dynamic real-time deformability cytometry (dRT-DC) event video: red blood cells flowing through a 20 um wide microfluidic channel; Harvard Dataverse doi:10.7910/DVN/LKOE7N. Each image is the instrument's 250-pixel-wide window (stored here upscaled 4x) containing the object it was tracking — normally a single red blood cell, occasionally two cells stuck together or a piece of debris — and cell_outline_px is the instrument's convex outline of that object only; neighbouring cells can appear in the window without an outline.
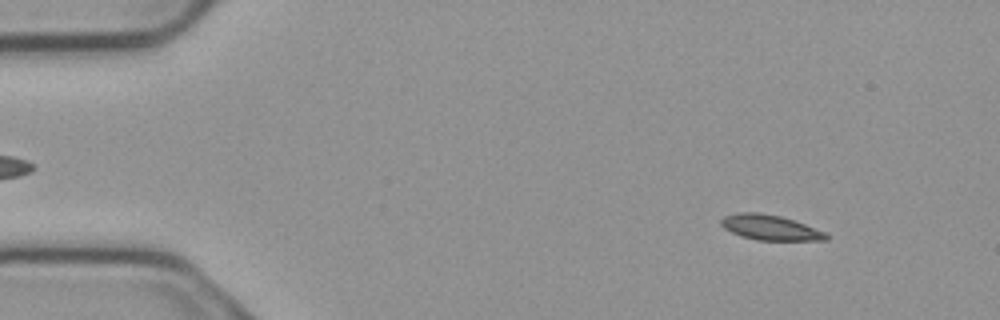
{"species": "common noctule bat (a hibernating species)", "species_latin": "Nyctalus noctula", "temperature_condition": "cold", "stored_images_in_passage": 4, "camera_frame_rate_fps": 3000, "um_per_image_px": 0.085, "animal": {"sex": "male", "body_mass_g": 23.1, "forearm_length_mm": 52.7}, "frame": {"image": 1, "passage_image": 1, "time_ms": 0.0, "image_size_px": [1000, 320], "cell_outline_px": [[828, 240], [756, 240], [740, 236], [724, 228], [720, 224], [720, 220], [724, 216], [736, 212], [760, 212], [780, 216], [804, 224], [824, 232], [828, 236]], "centroid_in_image_um": [65.4, 19.33], "position_along_channel_um": 19.6, "area_um2": 15.32}}
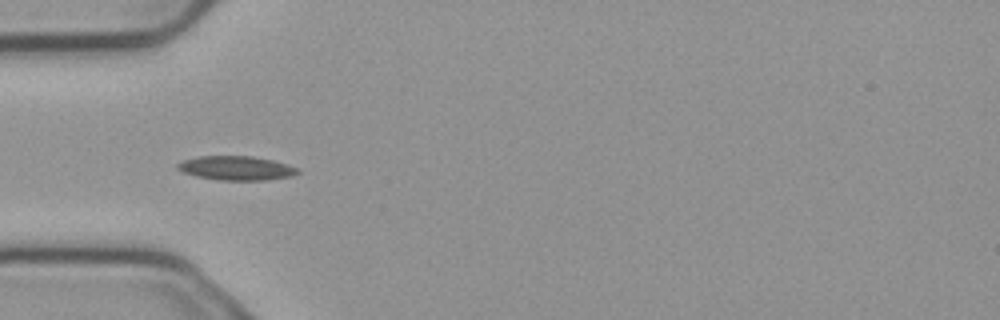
{"frame": {"image": 2, "passage_image": 4, "time_ms": 1.0, "image_size_px": [1000, 320], "cell_outline_px": [[300, 172], [292, 176], [268, 180], [220, 180], [196, 176], [184, 172], [176, 168], [176, 164], [184, 160], [200, 156], [252, 156], [272, 160], [296, 168]], "centroid_in_image_um": [20.06, 14.29], "position_along_channel_um": 64.9, "area_um2": 16.7}}